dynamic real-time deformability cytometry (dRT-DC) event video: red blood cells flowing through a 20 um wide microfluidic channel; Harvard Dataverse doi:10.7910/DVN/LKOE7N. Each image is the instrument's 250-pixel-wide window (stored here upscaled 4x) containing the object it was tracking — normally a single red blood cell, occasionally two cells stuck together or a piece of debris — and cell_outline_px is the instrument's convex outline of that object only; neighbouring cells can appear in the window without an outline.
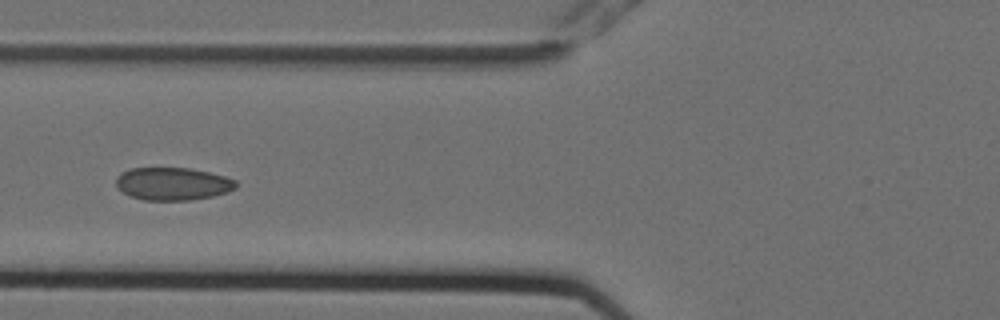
{"species": "Egyptian fruit bat (a non-hibernating species)", "species_latin": "Rousettus aegyptiacus", "temperature_condition": "cold", "stored_images_in_passage": 8, "camera_frame_rate_fps": 3000, "um_per_image_px": 0.085, "animal": {"sex": "female"}, "frame": {"image": 1, "passage_image": 5, "time_ms": 1.333, "image_size_px": [1000, 320], "cell_outline_px": [[236, 188], [228, 192], [212, 196], [188, 200], [144, 200], [132, 196], [124, 192], [116, 184], [116, 176], [120, 172], [132, 168], [188, 168], [208, 172], [224, 176], [236, 180]], "centroid_in_image_um": [14.68, 15.61], "position_along_channel_um": 111.1, "area_um2": 22.72}}
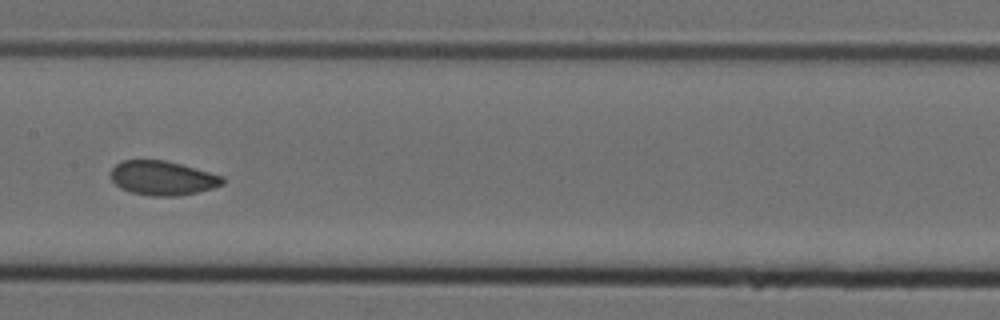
{"frame": {"image": 2, "passage_image": 7, "time_ms": 2.0, "image_size_px": [1000, 320], "cell_outline_px": [[224, 184], [212, 188], [180, 196], [148, 196], [132, 192], [120, 188], [112, 180], [108, 172], [120, 160], [164, 160], [180, 164], [224, 176]], "centroid_in_image_um": [13.79, 15.13], "position_along_channel_um": 193.6, "area_um2": 22.43}}
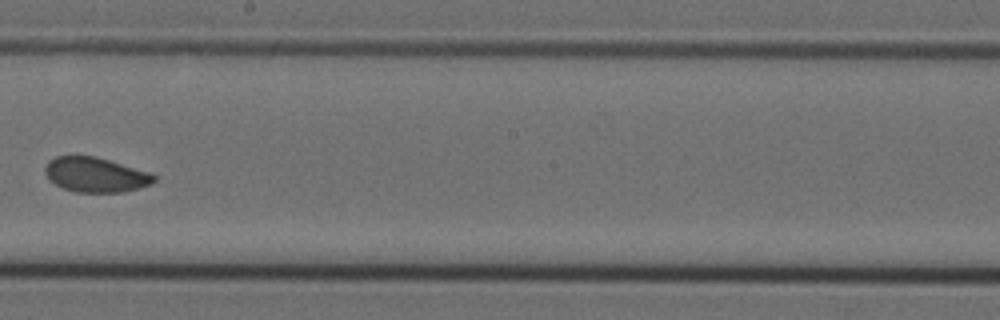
{"frame": {"image": 3, "passage_image": 8, "time_ms": 2.333, "image_size_px": [1000, 320], "cell_outline_px": [[156, 180], [152, 184], [120, 192], [76, 192], [64, 188], [48, 180], [44, 172], [44, 168], [48, 160], [56, 156], [96, 156], [148, 172], [156, 176]], "centroid_in_image_um": [8.08, 14.85], "position_along_channel_um": 240.1, "area_um2": 21.96}}